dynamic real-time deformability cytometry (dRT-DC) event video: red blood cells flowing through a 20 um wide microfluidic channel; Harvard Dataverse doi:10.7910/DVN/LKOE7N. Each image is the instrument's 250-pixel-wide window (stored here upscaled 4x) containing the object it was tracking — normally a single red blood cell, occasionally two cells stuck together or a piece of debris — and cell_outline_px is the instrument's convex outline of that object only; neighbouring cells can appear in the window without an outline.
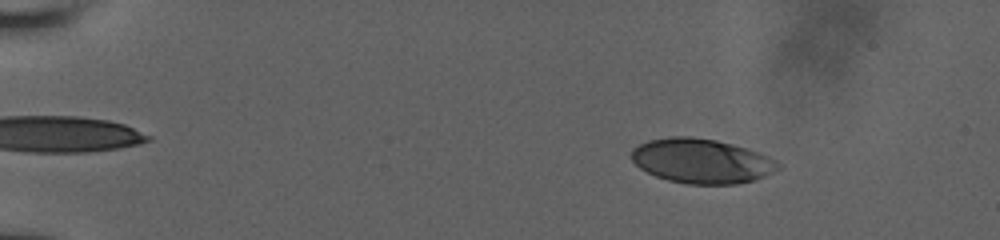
{"species": "human", "species_latin": "Homo sapiens", "temperature_condition": "room temperature", "stored_images_in_passage": 28, "camera_frame_rate_fps": 3000, "um_per_image_px": 0.085, "donor": {"sex": "male"}, "frame": {"image": 1, "passage_image": 8, "time_ms": 2.667, "image_size_px": [1000, 240], "cell_outline_px": [[780, 168], [764, 176], [752, 180], [736, 184], [688, 184], [668, 180], [656, 176], [640, 168], [632, 160], [632, 148], [648, 140], [668, 136], [692, 136], [716, 140], [748, 148], [760, 152], [776, 160], [780, 164]], "centroid_in_image_um": [59.63, 13.67], "position_along_channel_um": 25.4, "area_um2": 38.15}}
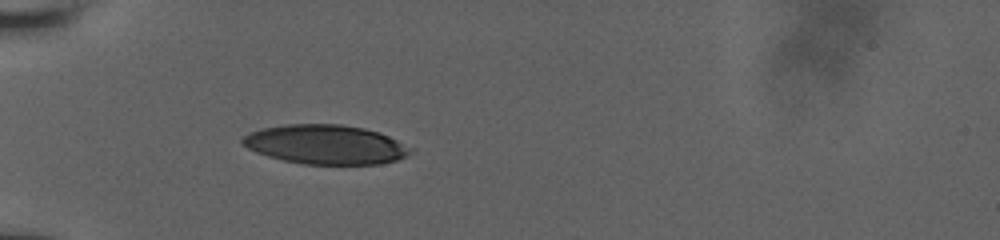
{"frame": {"image": 2, "passage_image": 19, "time_ms": 6.0, "image_size_px": [1000, 240], "cell_outline_px": [[412, 152], [396, 160], [380, 164], [304, 164], [284, 160], [268, 156], [256, 152], [248, 148], [240, 140], [248, 132], [260, 128], [284, 124], [340, 124], [364, 128], [380, 132], [396, 140]], "centroid_in_image_um": [27.61, 12.27], "position_along_channel_um": 57.4, "area_um2": 38.21}}
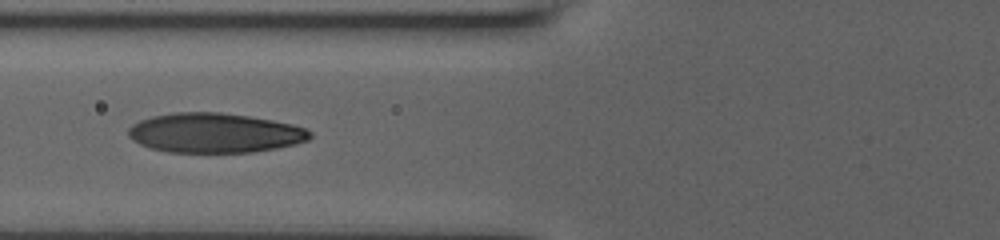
{"frame": {"image": 3, "passage_image": 26, "time_ms": 7.667, "image_size_px": [1000, 240], "cell_outline_px": [[312, 136], [308, 140], [296, 144], [276, 148], [252, 152], [168, 152], [152, 148], [140, 144], [132, 140], [128, 136], [128, 128], [132, 124], [140, 120], [152, 116], [172, 112], [220, 112], [248, 116], [272, 120], [292, 124], [304, 128], [312, 132]], "centroid_in_image_um": [18.23, 11.29], "position_along_channel_um": 107.6, "area_um2": 42.02}}